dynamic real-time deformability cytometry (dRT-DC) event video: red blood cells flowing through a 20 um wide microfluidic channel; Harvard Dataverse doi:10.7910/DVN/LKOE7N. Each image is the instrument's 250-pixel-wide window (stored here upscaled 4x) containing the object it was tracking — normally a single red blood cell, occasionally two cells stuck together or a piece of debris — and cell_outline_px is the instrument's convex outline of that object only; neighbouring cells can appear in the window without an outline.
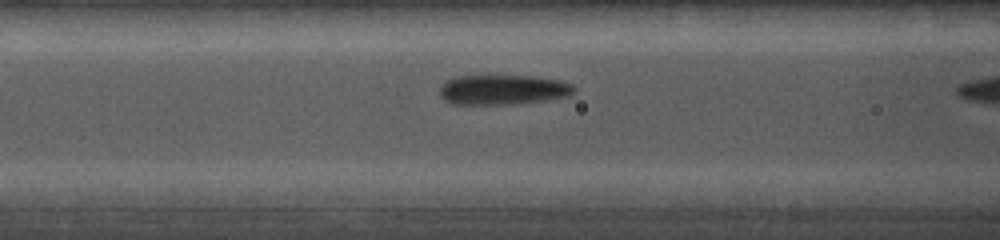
{"species": "common noctule bat (a hibernating species)", "species_latin": "Nyctalus noctula", "temperature_condition": "cold", "stored_images_in_passage": 6, "camera_frame_rate_fps": 5000, "um_per_image_px": 0.085, "animal": {"sex": "female", "body_mass_g": 19.0, "forearm_length_mm": 56.7}, "frame": {"image": 1, "passage_image": 5, "time_ms": 2.2, "image_size_px": [1000, 240], "cell_outline_px": [[576, 92], [568, 96], [540, 100], [508, 104], [448, 104], [440, 96], [440, 88], [444, 80], [456, 76], [532, 76], [560, 80], [572, 84], [576, 88]], "centroid_in_image_um": [42.71, 7.62], "position_along_channel_um": 123.9, "area_um2": 23.41}}